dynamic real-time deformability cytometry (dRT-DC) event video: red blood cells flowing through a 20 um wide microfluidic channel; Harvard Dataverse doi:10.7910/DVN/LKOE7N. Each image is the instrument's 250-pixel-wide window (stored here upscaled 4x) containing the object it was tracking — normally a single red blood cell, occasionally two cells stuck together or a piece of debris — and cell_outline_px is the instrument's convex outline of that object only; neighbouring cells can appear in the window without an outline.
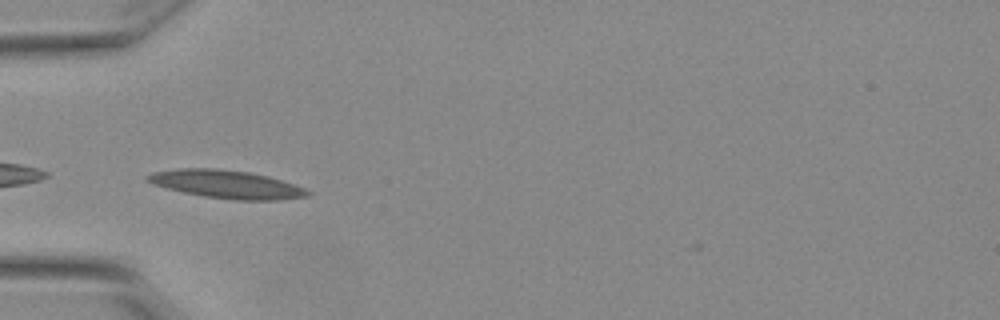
{"species": "Egyptian fruit bat (a non-hibernating species)", "species_latin": "Rousettus aegyptiacus", "temperature_condition": "warm", "stored_images_in_passage": 7, "camera_frame_rate_fps": 3000, "um_per_image_px": 0.085, "animal": {"sex": "female"}, "frame": {"image": 1, "passage_image": 2, "time_ms": 0.333, "image_size_px": [1000, 320], "cell_outline_px": [[312, 192], [308, 196], [280, 200], [236, 200], [204, 196], [184, 192], [168, 188], [144, 180], [144, 176], [152, 172], [180, 168], [216, 168], [248, 172], [268, 176], [304, 188]], "centroid_in_image_um": [19.24, 15.66], "position_along_channel_um": 65.8, "area_um2": 26.01}}
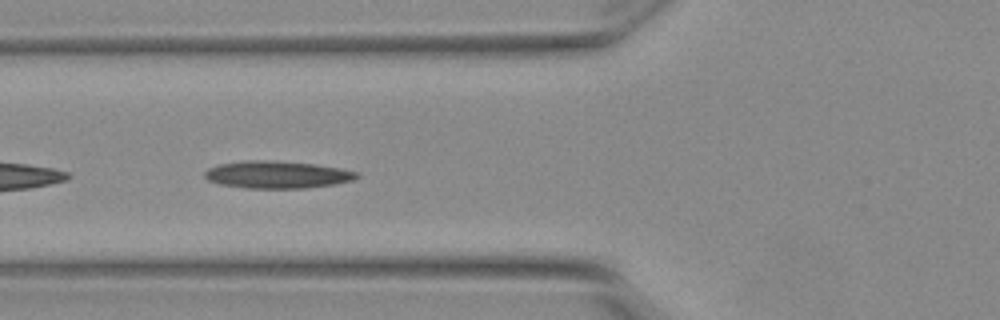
{"frame": {"image": 2, "passage_image": 5, "time_ms": 1.333, "image_size_px": [1000, 320], "cell_outline_px": [[360, 176], [352, 180], [336, 184], [304, 188], [248, 188], [220, 184], [208, 180], [204, 176], [204, 172], [208, 168], [216, 164], [244, 160], [264, 160], [316, 164], [340, 168], [360, 172]], "centroid_in_image_um": [23.55, 14.84], "position_along_channel_um": 102.2, "area_um2": 24.33}}